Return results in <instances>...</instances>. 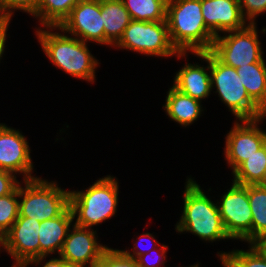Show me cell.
I'll list each match as a JSON object with an SVG mask.
<instances>
[{
  "mask_svg": "<svg viewBox=\"0 0 266 267\" xmlns=\"http://www.w3.org/2000/svg\"><path fill=\"white\" fill-rule=\"evenodd\" d=\"M81 0H40L36 13L40 27H59Z\"/></svg>",
  "mask_w": 266,
  "mask_h": 267,
  "instance_id": "obj_22",
  "label": "cell"
},
{
  "mask_svg": "<svg viewBox=\"0 0 266 267\" xmlns=\"http://www.w3.org/2000/svg\"><path fill=\"white\" fill-rule=\"evenodd\" d=\"M40 223L33 218L18 217L0 240V247L14 259L11 267L37 266L47 258L40 257Z\"/></svg>",
  "mask_w": 266,
  "mask_h": 267,
  "instance_id": "obj_10",
  "label": "cell"
},
{
  "mask_svg": "<svg viewBox=\"0 0 266 267\" xmlns=\"http://www.w3.org/2000/svg\"><path fill=\"white\" fill-rule=\"evenodd\" d=\"M43 263L42 267H74L60 256L50 258L46 263Z\"/></svg>",
  "mask_w": 266,
  "mask_h": 267,
  "instance_id": "obj_34",
  "label": "cell"
},
{
  "mask_svg": "<svg viewBox=\"0 0 266 267\" xmlns=\"http://www.w3.org/2000/svg\"><path fill=\"white\" fill-rule=\"evenodd\" d=\"M19 185L10 194L0 197V240L19 216Z\"/></svg>",
  "mask_w": 266,
  "mask_h": 267,
  "instance_id": "obj_26",
  "label": "cell"
},
{
  "mask_svg": "<svg viewBox=\"0 0 266 267\" xmlns=\"http://www.w3.org/2000/svg\"><path fill=\"white\" fill-rule=\"evenodd\" d=\"M166 94V103L163 105L166 115L183 127L190 126L197 121L204 111L201 101L180 92L174 86L169 88Z\"/></svg>",
  "mask_w": 266,
  "mask_h": 267,
  "instance_id": "obj_18",
  "label": "cell"
},
{
  "mask_svg": "<svg viewBox=\"0 0 266 267\" xmlns=\"http://www.w3.org/2000/svg\"><path fill=\"white\" fill-rule=\"evenodd\" d=\"M19 184V216L39 222L60 216L70 206V190L40 177ZM24 186L22 187V184Z\"/></svg>",
  "mask_w": 266,
  "mask_h": 267,
  "instance_id": "obj_5",
  "label": "cell"
},
{
  "mask_svg": "<svg viewBox=\"0 0 266 267\" xmlns=\"http://www.w3.org/2000/svg\"><path fill=\"white\" fill-rule=\"evenodd\" d=\"M101 16V0H81L59 26V31L84 42L105 45V30Z\"/></svg>",
  "mask_w": 266,
  "mask_h": 267,
  "instance_id": "obj_12",
  "label": "cell"
},
{
  "mask_svg": "<svg viewBox=\"0 0 266 267\" xmlns=\"http://www.w3.org/2000/svg\"><path fill=\"white\" fill-rule=\"evenodd\" d=\"M19 184L20 182L15 174L0 170V197L12 193Z\"/></svg>",
  "mask_w": 266,
  "mask_h": 267,
  "instance_id": "obj_32",
  "label": "cell"
},
{
  "mask_svg": "<svg viewBox=\"0 0 266 267\" xmlns=\"http://www.w3.org/2000/svg\"><path fill=\"white\" fill-rule=\"evenodd\" d=\"M30 153L29 143L21 131L0 123V170L22 174L23 181L38 178L32 174Z\"/></svg>",
  "mask_w": 266,
  "mask_h": 267,
  "instance_id": "obj_13",
  "label": "cell"
},
{
  "mask_svg": "<svg viewBox=\"0 0 266 267\" xmlns=\"http://www.w3.org/2000/svg\"><path fill=\"white\" fill-rule=\"evenodd\" d=\"M252 213V244L266 234V184L248 185Z\"/></svg>",
  "mask_w": 266,
  "mask_h": 267,
  "instance_id": "obj_23",
  "label": "cell"
},
{
  "mask_svg": "<svg viewBox=\"0 0 266 267\" xmlns=\"http://www.w3.org/2000/svg\"><path fill=\"white\" fill-rule=\"evenodd\" d=\"M73 224L74 217L70 206L60 216L41 222L38 233L40 257H47L56 252L59 255Z\"/></svg>",
  "mask_w": 266,
  "mask_h": 267,
  "instance_id": "obj_17",
  "label": "cell"
},
{
  "mask_svg": "<svg viewBox=\"0 0 266 267\" xmlns=\"http://www.w3.org/2000/svg\"><path fill=\"white\" fill-rule=\"evenodd\" d=\"M40 0H0V15L13 17L15 11L20 10L33 16Z\"/></svg>",
  "mask_w": 266,
  "mask_h": 267,
  "instance_id": "obj_28",
  "label": "cell"
},
{
  "mask_svg": "<svg viewBox=\"0 0 266 267\" xmlns=\"http://www.w3.org/2000/svg\"><path fill=\"white\" fill-rule=\"evenodd\" d=\"M239 4L248 24H256L257 16L266 12V0H239Z\"/></svg>",
  "mask_w": 266,
  "mask_h": 267,
  "instance_id": "obj_29",
  "label": "cell"
},
{
  "mask_svg": "<svg viewBox=\"0 0 266 267\" xmlns=\"http://www.w3.org/2000/svg\"><path fill=\"white\" fill-rule=\"evenodd\" d=\"M96 267H139L137 260L126 256L121 250L107 248Z\"/></svg>",
  "mask_w": 266,
  "mask_h": 267,
  "instance_id": "obj_27",
  "label": "cell"
},
{
  "mask_svg": "<svg viewBox=\"0 0 266 267\" xmlns=\"http://www.w3.org/2000/svg\"><path fill=\"white\" fill-rule=\"evenodd\" d=\"M201 12L206 27L215 37L248 25L239 0H201Z\"/></svg>",
  "mask_w": 266,
  "mask_h": 267,
  "instance_id": "obj_15",
  "label": "cell"
},
{
  "mask_svg": "<svg viewBox=\"0 0 266 267\" xmlns=\"http://www.w3.org/2000/svg\"><path fill=\"white\" fill-rule=\"evenodd\" d=\"M54 30L56 32H53ZM57 30L59 27L36 28L35 34L44 54L56 68L72 77L93 84L96 68L100 64L99 60L91 54L86 42L74 36L71 37L63 30H61L62 34Z\"/></svg>",
  "mask_w": 266,
  "mask_h": 267,
  "instance_id": "obj_1",
  "label": "cell"
},
{
  "mask_svg": "<svg viewBox=\"0 0 266 267\" xmlns=\"http://www.w3.org/2000/svg\"><path fill=\"white\" fill-rule=\"evenodd\" d=\"M131 20L166 21L167 0H121Z\"/></svg>",
  "mask_w": 266,
  "mask_h": 267,
  "instance_id": "obj_24",
  "label": "cell"
},
{
  "mask_svg": "<svg viewBox=\"0 0 266 267\" xmlns=\"http://www.w3.org/2000/svg\"><path fill=\"white\" fill-rule=\"evenodd\" d=\"M210 78L212 89L236 120L259 119L263 110L249 97L236 68L222 63L211 51Z\"/></svg>",
  "mask_w": 266,
  "mask_h": 267,
  "instance_id": "obj_6",
  "label": "cell"
},
{
  "mask_svg": "<svg viewBox=\"0 0 266 267\" xmlns=\"http://www.w3.org/2000/svg\"><path fill=\"white\" fill-rule=\"evenodd\" d=\"M217 205L223 226L231 240L252 244V213L248 199V185L232 183Z\"/></svg>",
  "mask_w": 266,
  "mask_h": 267,
  "instance_id": "obj_9",
  "label": "cell"
},
{
  "mask_svg": "<svg viewBox=\"0 0 266 267\" xmlns=\"http://www.w3.org/2000/svg\"><path fill=\"white\" fill-rule=\"evenodd\" d=\"M10 21L11 17L0 15V61L5 51L6 38H8L7 31Z\"/></svg>",
  "mask_w": 266,
  "mask_h": 267,
  "instance_id": "obj_33",
  "label": "cell"
},
{
  "mask_svg": "<svg viewBox=\"0 0 266 267\" xmlns=\"http://www.w3.org/2000/svg\"><path fill=\"white\" fill-rule=\"evenodd\" d=\"M260 122V123H259ZM261 120H236L225 137L224 159L232 173L266 144V130Z\"/></svg>",
  "mask_w": 266,
  "mask_h": 267,
  "instance_id": "obj_11",
  "label": "cell"
},
{
  "mask_svg": "<svg viewBox=\"0 0 266 267\" xmlns=\"http://www.w3.org/2000/svg\"><path fill=\"white\" fill-rule=\"evenodd\" d=\"M266 119V110L263 111V113L260 115L259 120L263 121Z\"/></svg>",
  "mask_w": 266,
  "mask_h": 267,
  "instance_id": "obj_36",
  "label": "cell"
},
{
  "mask_svg": "<svg viewBox=\"0 0 266 267\" xmlns=\"http://www.w3.org/2000/svg\"><path fill=\"white\" fill-rule=\"evenodd\" d=\"M201 58L207 66L198 63H186L176 72L173 80V86L180 92L190 96L193 99L202 100L210 96L211 78H210V51L203 53H192Z\"/></svg>",
  "mask_w": 266,
  "mask_h": 267,
  "instance_id": "obj_16",
  "label": "cell"
},
{
  "mask_svg": "<svg viewBox=\"0 0 266 267\" xmlns=\"http://www.w3.org/2000/svg\"><path fill=\"white\" fill-rule=\"evenodd\" d=\"M186 180L183 211L175 230L178 233H192L206 242L231 239L223 226L217 202L206 196L191 176Z\"/></svg>",
  "mask_w": 266,
  "mask_h": 267,
  "instance_id": "obj_3",
  "label": "cell"
},
{
  "mask_svg": "<svg viewBox=\"0 0 266 267\" xmlns=\"http://www.w3.org/2000/svg\"><path fill=\"white\" fill-rule=\"evenodd\" d=\"M228 33V34H227ZM256 24L240 30L225 32L214 39L211 52L224 64L233 68L265 62Z\"/></svg>",
  "mask_w": 266,
  "mask_h": 267,
  "instance_id": "obj_8",
  "label": "cell"
},
{
  "mask_svg": "<svg viewBox=\"0 0 266 267\" xmlns=\"http://www.w3.org/2000/svg\"><path fill=\"white\" fill-rule=\"evenodd\" d=\"M182 267V266H181ZM185 267V266H184ZM188 267H200L199 266V263H197V264H194V265H190V266H188Z\"/></svg>",
  "mask_w": 266,
  "mask_h": 267,
  "instance_id": "obj_37",
  "label": "cell"
},
{
  "mask_svg": "<svg viewBox=\"0 0 266 267\" xmlns=\"http://www.w3.org/2000/svg\"><path fill=\"white\" fill-rule=\"evenodd\" d=\"M118 194V180L111 175L99 178L85 190H71L70 208L76 219L74 224L92 228L111 219L117 212Z\"/></svg>",
  "mask_w": 266,
  "mask_h": 267,
  "instance_id": "obj_4",
  "label": "cell"
},
{
  "mask_svg": "<svg viewBox=\"0 0 266 267\" xmlns=\"http://www.w3.org/2000/svg\"><path fill=\"white\" fill-rule=\"evenodd\" d=\"M253 245L266 257V234L257 239Z\"/></svg>",
  "mask_w": 266,
  "mask_h": 267,
  "instance_id": "obj_35",
  "label": "cell"
},
{
  "mask_svg": "<svg viewBox=\"0 0 266 267\" xmlns=\"http://www.w3.org/2000/svg\"><path fill=\"white\" fill-rule=\"evenodd\" d=\"M249 97L266 110V63L256 62L236 68Z\"/></svg>",
  "mask_w": 266,
  "mask_h": 267,
  "instance_id": "obj_20",
  "label": "cell"
},
{
  "mask_svg": "<svg viewBox=\"0 0 266 267\" xmlns=\"http://www.w3.org/2000/svg\"><path fill=\"white\" fill-rule=\"evenodd\" d=\"M249 249L218 252L223 267H266V257L253 244Z\"/></svg>",
  "mask_w": 266,
  "mask_h": 267,
  "instance_id": "obj_25",
  "label": "cell"
},
{
  "mask_svg": "<svg viewBox=\"0 0 266 267\" xmlns=\"http://www.w3.org/2000/svg\"><path fill=\"white\" fill-rule=\"evenodd\" d=\"M131 50L146 56L185 58L188 53H179L172 45L166 21L131 20L122 37L113 46Z\"/></svg>",
  "mask_w": 266,
  "mask_h": 267,
  "instance_id": "obj_7",
  "label": "cell"
},
{
  "mask_svg": "<svg viewBox=\"0 0 266 267\" xmlns=\"http://www.w3.org/2000/svg\"><path fill=\"white\" fill-rule=\"evenodd\" d=\"M105 45L114 46L122 37L131 18L121 0H101Z\"/></svg>",
  "mask_w": 266,
  "mask_h": 267,
  "instance_id": "obj_19",
  "label": "cell"
},
{
  "mask_svg": "<svg viewBox=\"0 0 266 267\" xmlns=\"http://www.w3.org/2000/svg\"><path fill=\"white\" fill-rule=\"evenodd\" d=\"M155 235H152L150 232L147 233H142L140 235V237H138V240L134 242V246H133V251L130 250H121L126 256L137 259L139 256L146 254L148 252H150L153 248L159 247L161 244L155 240ZM146 239H149V241L152 243L150 244L151 249L149 248V250H145L143 249V245L144 244V240L146 241ZM143 241V242H142ZM153 241V242H152ZM148 245V244H147ZM140 246V247H139Z\"/></svg>",
  "mask_w": 266,
  "mask_h": 267,
  "instance_id": "obj_31",
  "label": "cell"
},
{
  "mask_svg": "<svg viewBox=\"0 0 266 267\" xmlns=\"http://www.w3.org/2000/svg\"><path fill=\"white\" fill-rule=\"evenodd\" d=\"M97 240L96 230L73 224L59 256L74 267H96L102 253L108 248Z\"/></svg>",
  "mask_w": 266,
  "mask_h": 267,
  "instance_id": "obj_14",
  "label": "cell"
},
{
  "mask_svg": "<svg viewBox=\"0 0 266 267\" xmlns=\"http://www.w3.org/2000/svg\"><path fill=\"white\" fill-rule=\"evenodd\" d=\"M158 248L157 247L153 248L150 252L139 256L136 259L138 266L139 267H161L162 265L164 266V264L166 263L165 260L167 258L166 253L168 246L163 244Z\"/></svg>",
  "mask_w": 266,
  "mask_h": 267,
  "instance_id": "obj_30",
  "label": "cell"
},
{
  "mask_svg": "<svg viewBox=\"0 0 266 267\" xmlns=\"http://www.w3.org/2000/svg\"><path fill=\"white\" fill-rule=\"evenodd\" d=\"M166 23L179 53L211 51L215 36L205 25L201 0H167Z\"/></svg>",
  "mask_w": 266,
  "mask_h": 267,
  "instance_id": "obj_2",
  "label": "cell"
},
{
  "mask_svg": "<svg viewBox=\"0 0 266 267\" xmlns=\"http://www.w3.org/2000/svg\"><path fill=\"white\" fill-rule=\"evenodd\" d=\"M232 175V182L239 185L266 184V144L245 160Z\"/></svg>",
  "mask_w": 266,
  "mask_h": 267,
  "instance_id": "obj_21",
  "label": "cell"
}]
</instances>
